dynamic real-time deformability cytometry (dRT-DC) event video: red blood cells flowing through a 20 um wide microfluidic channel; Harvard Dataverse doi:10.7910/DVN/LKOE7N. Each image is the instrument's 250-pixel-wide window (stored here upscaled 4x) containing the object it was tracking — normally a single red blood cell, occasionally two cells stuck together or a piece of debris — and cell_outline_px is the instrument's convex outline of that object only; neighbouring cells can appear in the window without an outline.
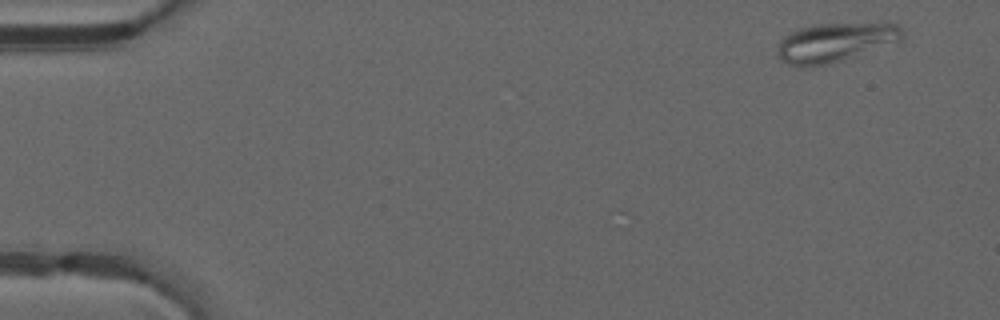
{"species": "common noctule bat (a hibernating species)", "species_latin": "Nyctalus noctula", "temperature_condition": "warm", "stored_images_in_passage": 47, "camera_frame_rate_fps": 3000, "um_per_image_px": 0.085, "animal": {"sex": "male", "forearm_length_mm": 52.5}, "frame": {"image": 1, "passage_image": 1, "time_ms": 0.0, "image_size_px": [1000, 320], "cell_outline_px": [[908, 36], [904, 40], [828, 64], [812, 68], [804, 68], [788, 64], [780, 60], [776, 56], [776, 48], [780, 40], [788, 32], [796, 28], [812, 24], [880, 20], [896, 20]], "centroid_in_image_um": [71.08, 3.53], "position_along_channel_um": 13.9, "area_um2": 30.46}}
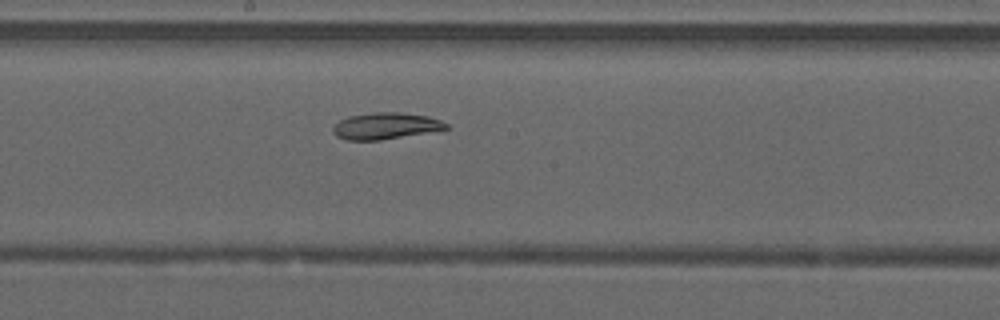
{"frame": {"image": 2, "passage_image": 25, "time_ms": 8.0, "image_size_px": [1000, 320], "cell_outline_px": [[448, 128], [380, 140], [344, 140], [336, 136], [332, 132], [332, 128], [340, 120], [348, 116], [372, 112], [400, 112], [428, 116], [440, 120], [448, 124]], "centroid_in_image_um": [32.71, 10.69], "position_along_channel_um": 215.5, "area_um2": 17.34}}
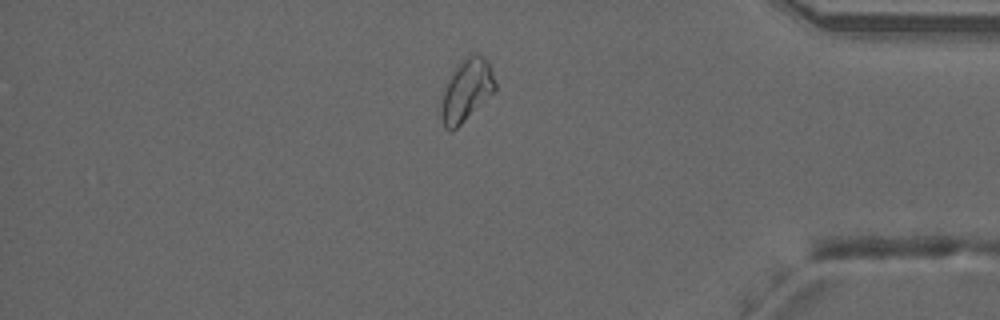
{"frame": {"image": 3, "passage_image": 40, "time_ms": 13.0, "image_size_px": [1000, 320], "cell_outline_px": [[496, 92], [452, 132], [448, 132], [444, 128], [440, 116], [440, 108], [444, 92], [448, 80], [452, 72], [460, 60], [472, 52], [476, 52], [484, 56], [488, 60], [496, 84]], "centroid_in_image_um": [39.66, 7.67], "position_along_channel_um": 395.5, "area_um2": 20.0}}